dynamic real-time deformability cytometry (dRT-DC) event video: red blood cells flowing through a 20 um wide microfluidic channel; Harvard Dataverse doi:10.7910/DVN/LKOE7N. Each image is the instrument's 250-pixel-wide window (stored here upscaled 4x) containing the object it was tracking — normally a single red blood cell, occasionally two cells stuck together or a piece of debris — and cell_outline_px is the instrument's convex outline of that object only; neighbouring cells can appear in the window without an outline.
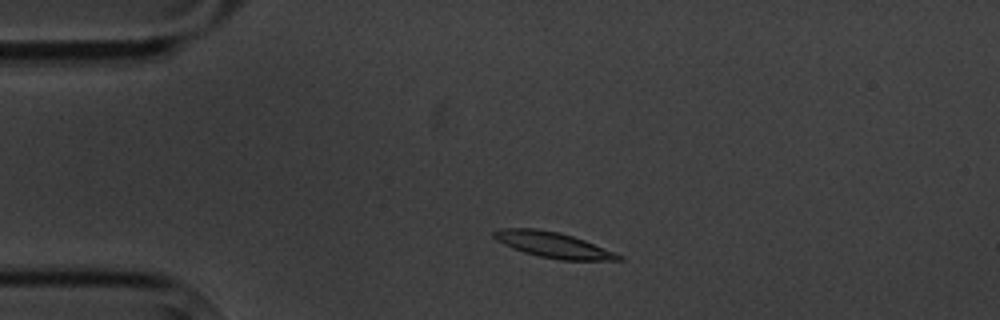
{"species": "common noctule bat (a hibernating species)", "species_latin": "Nyctalus noctula", "temperature_condition": "cold", "stored_images_in_passage": 3, "camera_frame_rate_fps": 3000, "um_per_image_px": 0.085, "animal": {"sex": "male", "body_mass_g": 20.1, "forearm_length_mm": 53.5}, "frame": {"image": 1, "passage_image": 2, "time_ms": 1.0, "image_size_px": [1000, 320], "cell_outline_px": [[624, 260], [560, 260], [540, 256], [524, 252], [512, 248], [496, 240], [492, 236], [492, 232], [500, 228], [536, 228], [560, 232], [584, 240], [624, 256]], "centroid_in_image_um": [46.99, 20.81], "position_along_channel_um": 38.0, "area_um2": 18.55}}